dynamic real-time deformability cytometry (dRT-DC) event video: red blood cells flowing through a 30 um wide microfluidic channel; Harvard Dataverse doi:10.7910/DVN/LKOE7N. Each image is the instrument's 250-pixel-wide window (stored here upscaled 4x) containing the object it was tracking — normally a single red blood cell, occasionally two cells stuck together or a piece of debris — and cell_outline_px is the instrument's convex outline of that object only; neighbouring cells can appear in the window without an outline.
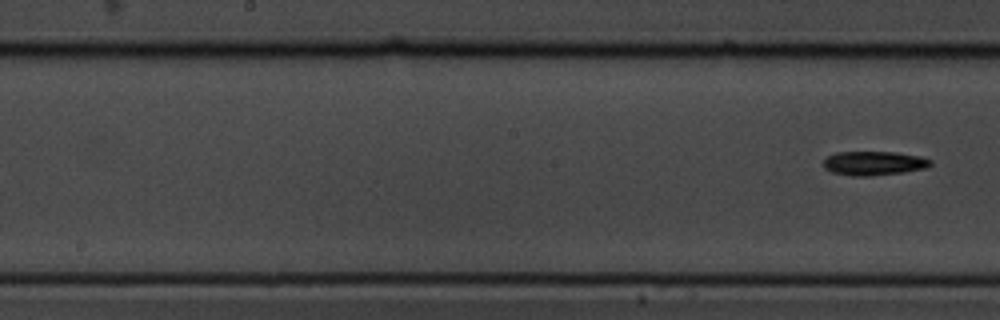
{"species": "common noctule bat (a hibernating species)", "species_latin": "Nyctalus noctula", "temperature_condition": "cold", "stored_images_in_passage": 9, "segment_of_instrument_passage": [2, 2], "camera_frame_rate_fps": 3000, "um_per_image_px": 0.085, "animal": {"sex": "male", "body_mass_g": 19.5, "forearm_length_mm": 54.6}, "frame": {"image": 1, "passage_image": 9, "time_ms": 2.667, "image_size_px": [1000, 320], "cell_outline_px": [[932, 164], [924, 168], [904, 172], [872, 176], [852, 176], [832, 172], [824, 168], [824, 160], [828, 156], [836, 152], [896, 152], [920, 156], [932, 160]], "centroid_in_image_um": [74.28, 13.87], "position_along_channel_um": 173.9, "area_um2": 15.03}}